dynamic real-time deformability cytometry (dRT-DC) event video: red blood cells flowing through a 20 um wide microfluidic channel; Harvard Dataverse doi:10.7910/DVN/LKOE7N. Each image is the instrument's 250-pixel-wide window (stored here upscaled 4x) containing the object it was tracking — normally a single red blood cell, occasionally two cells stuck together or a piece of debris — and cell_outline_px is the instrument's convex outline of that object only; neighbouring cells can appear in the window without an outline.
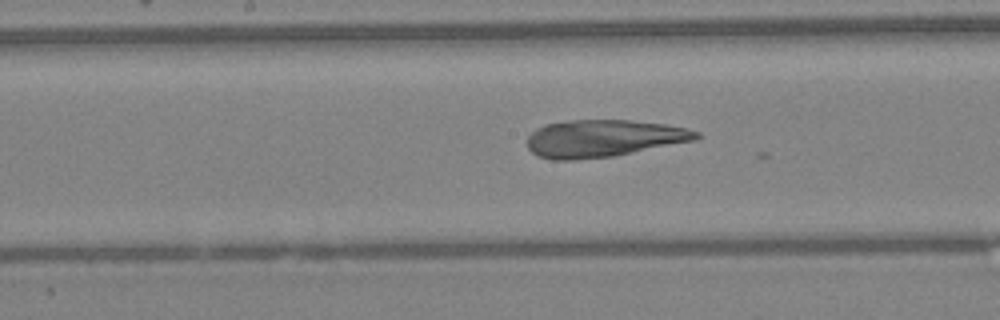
{"species": "Egyptian fruit bat (a non-hibernating species)", "species_latin": "Rousettus aegyptiacus", "temperature_condition": "warm", "stored_images_in_passage": 24, "camera_frame_rate_fps": 3000, "um_per_image_px": 0.085, "animal": {"sex": "female"}, "frame": {"image": 1, "passage_image": 19, "time_ms": 6.0, "image_size_px": [1000, 320], "cell_outline_px": [[704, 136], [696, 140], [612, 156], [572, 160], [552, 160], [536, 156], [528, 148], [528, 136], [536, 128], [544, 124], [568, 120], [628, 120], [664, 124], [688, 128], [700, 132]], "centroid_in_image_um": [51.29, 11.76], "position_along_channel_um": 196.9, "area_um2": 36.82}}
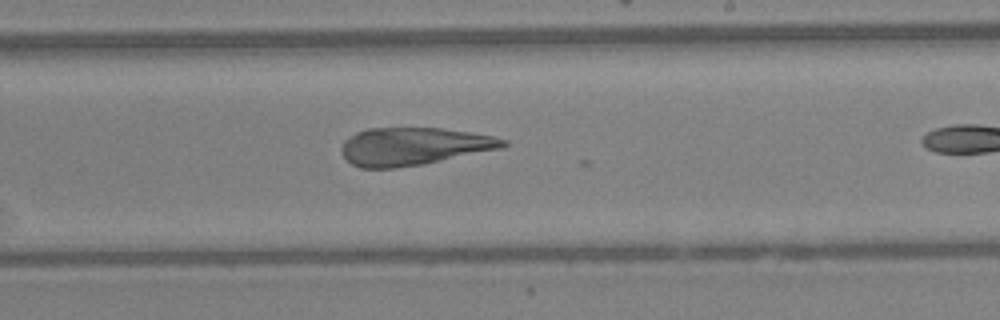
{"frame": {"image": 2, "passage_image": 23, "time_ms": 7.333, "image_size_px": [1000, 320], "cell_outline_px": [[508, 144], [500, 148], [424, 164], [396, 168], [360, 168], [352, 164], [340, 152], [340, 148], [344, 140], [356, 132], [368, 128], [440, 128], [468, 132], [492, 136], [508, 140]], "centroid_in_image_um": [35.11, 12.44], "position_along_channel_um": 253.9, "area_um2": 35.37}}